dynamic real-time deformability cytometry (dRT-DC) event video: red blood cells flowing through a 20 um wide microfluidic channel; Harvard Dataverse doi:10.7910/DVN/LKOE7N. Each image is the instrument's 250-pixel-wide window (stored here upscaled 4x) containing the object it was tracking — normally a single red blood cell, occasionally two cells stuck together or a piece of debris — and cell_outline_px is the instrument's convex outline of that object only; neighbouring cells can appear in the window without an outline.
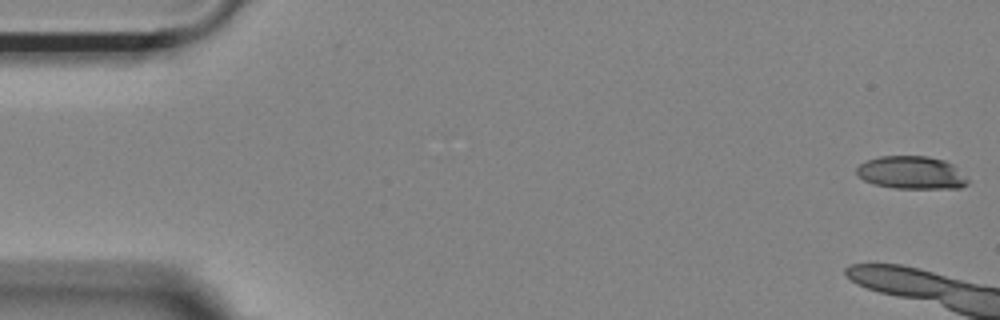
{"species": "Egyptian fruit bat (a non-hibernating species)", "species_latin": "Rousettus aegyptiacus", "temperature_condition": "room temperature", "stored_images_in_passage": 12, "camera_frame_rate_fps": 3000, "um_per_image_px": 0.085, "animal": {"sex": "female"}, "frame": {"image": 1, "passage_image": 1, "time_ms": 0.0, "image_size_px": [1000, 320], "cell_outline_px": [[968, 184], [960, 188], [892, 188], [872, 184], [864, 180], [856, 172], [856, 168], [860, 164], [868, 160], [880, 156], [928, 156], [944, 160], [952, 164], [968, 180]], "centroid_in_image_um": [77.46, 14.68], "position_along_channel_um": 7.5, "area_um2": 21.21}}